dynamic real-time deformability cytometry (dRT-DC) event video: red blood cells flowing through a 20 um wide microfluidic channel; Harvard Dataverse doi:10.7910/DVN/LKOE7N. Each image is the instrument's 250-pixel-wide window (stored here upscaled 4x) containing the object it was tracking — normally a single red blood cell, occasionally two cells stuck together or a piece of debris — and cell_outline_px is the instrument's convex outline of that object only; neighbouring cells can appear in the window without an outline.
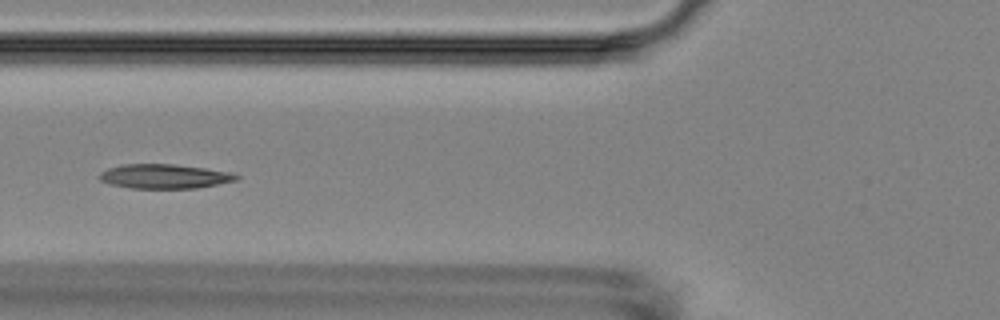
{"species": "Egyptian fruit bat (a non-hibernating species)", "species_latin": "Rousettus aegyptiacus", "temperature_condition": "room temperature", "stored_images_in_passage": 8, "camera_frame_rate_fps": 3000, "um_per_image_px": 0.085, "animal": {"sex": "female"}, "frame": {"image": 1, "passage_image": 7, "time_ms": 6.667, "image_size_px": [1000, 320], "cell_outline_px": [[240, 176], [236, 180], [196, 188], [128, 188], [108, 184], [100, 180], [100, 172], [108, 168], [124, 164], [172, 164], [204, 168], [232, 172]], "centroid_in_image_um": [13.95, 14.99], "position_along_channel_um": 111.9, "area_um2": 19.36}}